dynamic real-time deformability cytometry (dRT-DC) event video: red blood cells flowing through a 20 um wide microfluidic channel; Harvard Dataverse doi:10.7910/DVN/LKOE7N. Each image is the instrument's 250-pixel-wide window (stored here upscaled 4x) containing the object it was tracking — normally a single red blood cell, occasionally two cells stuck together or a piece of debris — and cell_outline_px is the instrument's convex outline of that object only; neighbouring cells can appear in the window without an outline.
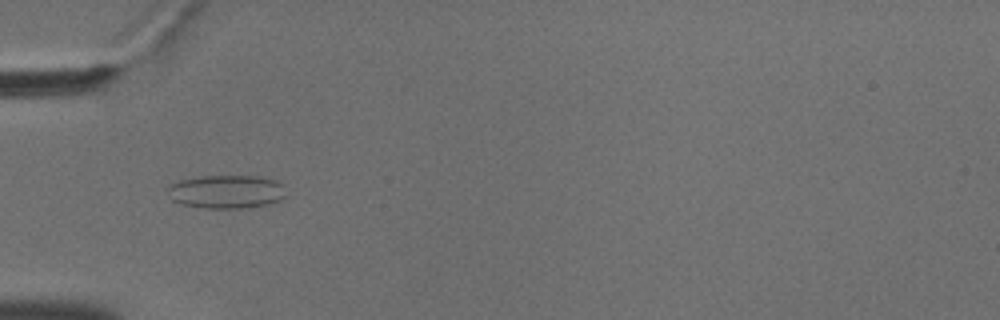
{"species": "common noctule bat (a hibernating species)", "species_latin": "Nyctalus noctula", "temperature_condition": "cold", "stored_images_in_passage": 48, "camera_frame_rate_fps": 3000, "um_per_image_px": 0.085, "animal": {"sex": "male", "body_mass_g": 18.8}, "frame": {"image": 1, "passage_image": 11, "time_ms": 3.333, "image_size_px": [1000, 320], "cell_outline_px": [[284, 196], [280, 200], [268, 204], [240, 208], [208, 208], [180, 204], [172, 200], [168, 188], [168, 184], [180, 180], [200, 176], [260, 176], [276, 180], [280, 184]], "centroid_in_image_um": [19.2, 16.28], "position_along_channel_um": 65.8, "area_um2": 22.83}}
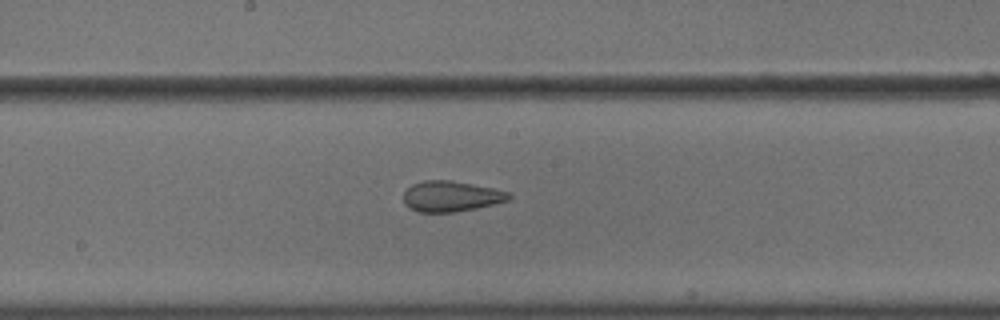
{"frame": {"image": 2, "passage_image": 23, "time_ms": 7.333, "image_size_px": [1000, 320], "cell_outline_px": [[512, 196], [508, 200], [476, 208], [452, 212], [416, 212], [408, 208], [404, 204], [404, 192], [412, 184], [424, 180], [452, 180], [492, 188], [508, 192]], "centroid_in_image_um": [38.29, 16.68], "position_along_channel_um": 209.9, "area_um2": 18.73}}
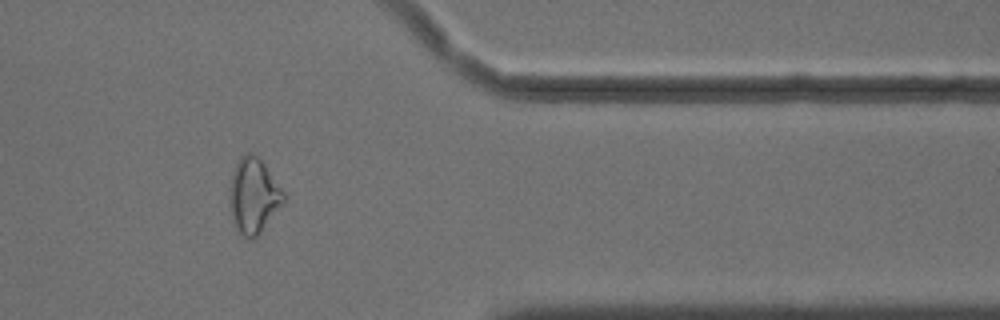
{"frame": {"image": 3, "passage_image": 39, "time_ms": 12.667, "image_size_px": [1000, 320], "cell_outline_px": [[288, 196], [260, 232], [252, 240], [248, 240], [236, 228], [228, 204], [228, 192], [232, 172], [240, 156], [244, 152], [252, 152], [264, 164]], "centroid_in_image_um": [21.53, 16.61], "position_along_channel_um": 389.9, "area_um2": 23.76}, "authors_computed_cell_mechanics": {"area_um2": 21.1837, "velocity_mm_per_s": 3.6232, "shape_relaxation_time_tau1_ms": null, "shape_relaxation_time_tau2_ms": 1.7649, "deformation_change_tau1": null, "deformation_change_tau2": 0.0863}}